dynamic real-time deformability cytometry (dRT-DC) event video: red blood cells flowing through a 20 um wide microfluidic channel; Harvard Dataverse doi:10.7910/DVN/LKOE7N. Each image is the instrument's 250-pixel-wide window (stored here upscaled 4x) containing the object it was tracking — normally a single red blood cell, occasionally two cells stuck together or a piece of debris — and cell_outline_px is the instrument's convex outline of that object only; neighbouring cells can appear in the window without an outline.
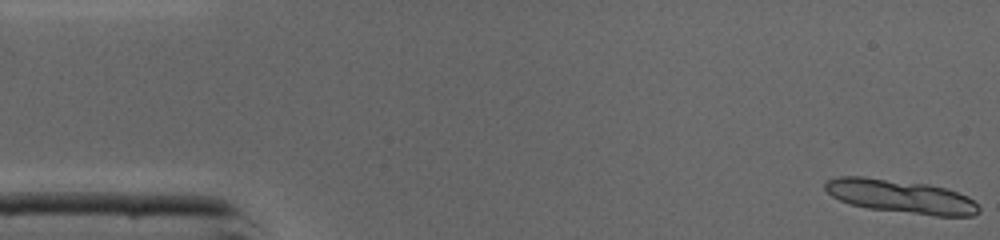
{"species": "common noctule bat (a hibernating species)", "species_latin": "Nyctalus noctula", "temperature_condition": "cold", "stored_images_in_passage": 11, "camera_frame_rate_fps": 3000, "um_per_image_px": 0.085, "animal": {"sex": "male", "body_mass_g": 19.0, "forearm_length_mm": 50.8}, "frame": {"image": 1, "passage_image": 1, "time_ms": 0.0, "image_size_px": [1000, 240], "cell_outline_px": [[980, 212], [972, 216], [936, 216], [868, 208], [848, 204], [832, 196], [824, 188], [824, 184], [828, 180], [840, 176], [864, 176], [928, 184], [944, 188], [968, 196], [980, 208]], "centroid_in_image_um": [76.55, 16.7], "position_along_channel_um": 8.4, "area_um2": 29.94}}